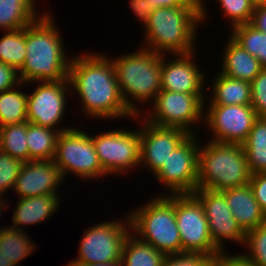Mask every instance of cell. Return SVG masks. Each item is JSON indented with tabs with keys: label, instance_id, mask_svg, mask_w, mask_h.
<instances>
[{
	"label": "cell",
	"instance_id": "13",
	"mask_svg": "<svg viewBox=\"0 0 266 266\" xmlns=\"http://www.w3.org/2000/svg\"><path fill=\"white\" fill-rule=\"evenodd\" d=\"M67 93H72L69 79L61 81H39L33 93H27V122L57 129L59 132L73 127L57 128L67 109ZM66 108V109H65Z\"/></svg>",
	"mask_w": 266,
	"mask_h": 266
},
{
	"label": "cell",
	"instance_id": "26",
	"mask_svg": "<svg viewBox=\"0 0 266 266\" xmlns=\"http://www.w3.org/2000/svg\"><path fill=\"white\" fill-rule=\"evenodd\" d=\"M60 132L27 122V146L29 161L53 160L56 152L57 139Z\"/></svg>",
	"mask_w": 266,
	"mask_h": 266
},
{
	"label": "cell",
	"instance_id": "2",
	"mask_svg": "<svg viewBox=\"0 0 266 266\" xmlns=\"http://www.w3.org/2000/svg\"><path fill=\"white\" fill-rule=\"evenodd\" d=\"M50 13H43L26 27V58L18 70L24 84L61 81L68 78L71 57L67 58L62 36Z\"/></svg>",
	"mask_w": 266,
	"mask_h": 266
},
{
	"label": "cell",
	"instance_id": "20",
	"mask_svg": "<svg viewBox=\"0 0 266 266\" xmlns=\"http://www.w3.org/2000/svg\"><path fill=\"white\" fill-rule=\"evenodd\" d=\"M59 197V195H41L19 198L15 209L12 211L13 224H10V227L24 231L23 228L27 225L39 224L50 219V216L57 213L59 209Z\"/></svg>",
	"mask_w": 266,
	"mask_h": 266
},
{
	"label": "cell",
	"instance_id": "18",
	"mask_svg": "<svg viewBox=\"0 0 266 266\" xmlns=\"http://www.w3.org/2000/svg\"><path fill=\"white\" fill-rule=\"evenodd\" d=\"M64 178L53 160L24 162L13 190L19 198L41 195H60L58 187Z\"/></svg>",
	"mask_w": 266,
	"mask_h": 266
},
{
	"label": "cell",
	"instance_id": "22",
	"mask_svg": "<svg viewBox=\"0 0 266 266\" xmlns=\"http://www.w3.org/2000/svg\"><path fill=\"white\" fill-rule=\"evenodd\" d=\"M216 73L207 105H251V85L247 81L230 78Z\"/></svg>",
	"mask_w": 266,
	"mask_h": 266
},
{
	"label": "cell",
	"instance_id": "21",
	"mask_svg": "<svg viewBox=\"0 0 266 266\" xmlns=\"http://www.w3.org/2000/svg\"><path fill=\"white\" fill-rule=\"evenodd\" d=\"M226 42L221 74L251 83L263 69L260 61L237 44L230 36Z\"/></svg>",
	"mask_w": 266,
	"mask_h": 266
},
{
	"label": "cell",
	"instance_id": "9",
	"mask_svg": "<svg viewBox=\"0 0 266 266\" xmlns=\"http://www.w3.org/2000/svg\"><path fill=\"white\" fill-rule=\"evenodd\" d=\"M206 98L208 96L205 97V94L161 90L154 99L152 104L154 106L149 111L151 113H145V116L143 113L141 115L154 125L176 127L189 134H197L193 129L196 127L195 123H201L204 120L205 103H208Z\"/></svg>",
	"mask_w": 266,
	"mask_h": 266
},
{
	"label": "cell",
	"instance_id": "31",
	"mask_svg": "<svg viewBox=\"0 0 266 266\" xmlns=\"http://www.w3.org/2000/svg\"><path fill=\"white\" fill-rule=\"evenodd\" d=\"M27 121L0 127V149L23 162L29 161Z\"/></svg>",
	"mask_w": 266,
	"mask_h": 266
},
{
	"label": "cell",
	"instance_id": "11",
	"mask_svg": "<svg viewBox=\"0 0 266 266\" xmlns=\"http://www.w3.org/2000/svg\"><path fill=\"white\" fill-rule=\"evenodd\" d=\"M136 130L121 128L90 135L106 174L124 175L129 169L140 166V135Z\"/></svg>",
	"mask_w": 266,
	"mask_h": 266
},
{
	"label": "cell",
	"instance_id": "16",
	"mask_svg": "<svg viewBox=\"0 0 266 266\" xmlns=\"http://www.w3.org/2000/svg\"><path fill=\"white\" fill-rule=\"evenodd\" d=\"M135 118L143 120L139 127L140 165L149 168L154 175L190 134L180 128L154 125L143 119L142 115Z\"/></svg>",
	"mask_w": 266,
	"mask_h": 266
},
{
	"label": "cell",
	"instance_id": "29",
	"mask_svg": "<svg viewBox=\"0 0 266 266\" xmlns=\"http://www.w3.org/2000/svg\"><path fill=\"white\" fill-rule=\"evenodd\" d=\"M230 31V37L266 68V33L259 31L250 23L235 26Z\"/></svg>",
	"mask_w": 266,
	"mask_h": 266
},
{
	"label": "cell",
	"instance_id": "45",
	"mask_svg": "<svg viewBox=\"0 0 266 266\" xmlns=\"http://www.w3.org/2000/svg\"><path fill=\"white\" fill-rule=\"evenodd\" d=\"M201 6H202V22L204 21V19H207L206 17L208 16L206 9L207 7L205 6V1L204 0H201Z\"/></svg>",
	"mask_w": 266,
	"mask_h": 266
},
{
	"label": "cell",
	"instance_id": "10",
	"mask_svg": "<svg viewBox=\"0 0 266 266\" xmlns=\"http://www.w3.org/2000/svg\"><path fill=\"white\" fill-rule=\"evenodd\" d=\"M175 218L181 251L203 252L212 259L221 252L211 239L202 204L193 194H175Z\"/></svg>",
	"mask_w": 266,
	"mask_h": 266
},
{
	"label": "cell",
	"instance_id": "42",
	"mask_svg": "<svg viewBox=\"0 0 266 266\" xmlns=\"http://www.w3.org/2000/svg\"><path fill=\"white\" fill-rule=\"evenodd\" d=\"M250 24L259 31L266 33V4L254 8Z\"/></svg>",
	"mask_w": 266,
	"mask_h": 266
},
{
	"label": "cell",
	"instance_id": "8",
	"mask_svg": "<svg viewBox=\"0 0 266 266\" xmlns=\"http://www.w3.org/2000/svg\"><path fill=\"white\" fill-rule=\"evenodd\" d=\"M53 161L64 179L69 173L81 180L108 176L100 165L90 134L78 128L60 132Z\"/></svg>",
	"mask_w": 266,
	"mask_h": 266
},
{
	"label": "cell",
	"instance_id": "47",
	"mask_svg": "<svg viewBox=\"0 0 266 266\" xmlns=\"http://www.w3.org/2000/svg\"><path fill=\"white\" fill-rule=\"evenodd\" d=\"M8 205H9L8 202H7V205H6L5 201H0V215L2 213V210H4V208H6V209L9 208ZM0 230H1V227H0Z\"/></svg>",
	"mask_w": 266,
	"mask_h": 266
},
{
	"label": "cell",
	"instance_id": "36",
	"mask_svg": "<svg viewBox=\"0 0 266 266\" xmlns=\"http://www.w3.org/2000/svg\"><path fill=\"white\" fill-rule=\"evenodd\" d=\"M251 85V106L257 117H266V68L253 79Z\"/></svg>",
	"mask_w": 266,
	"mask_h": 266
},
{
	"label": "cell",
	"instance_id": "5",
	"mask_svg": "<svg viewBox=\"0 0 266 266\" xmlns=\"http://www.w3.org/2000/svg\"><path fill=\"white\" fill-rule=\"evenodd\" d=\"M251 176L242 144H200L197 189L224 191L249 184Z\"/></svg>",
	"mask_w": 266,
	"mask_h": 266
},
{
	"label": "cell",
	"instance_id": "4",
	"mask_svg": "<svg viewBox=\"0 0 266 266\" xmlns=\"http://www.w3.org/2000/svg\"><path fill=\"white\" fill-rule=\"evenodd\" d=\"M115 58L111 56L122 99L127 109L139 116L140 104L154 102L161 91V54L140 48Z\"/></svg>",
	"mask_w": 266,
	"mask_h": 266
},
{
	"label": "cell",
	"instance_id": "32",
	"mask_svg": "<svg viewBox=\"0 0 266 266\" xmlns=\"http://www.w3.org/2000/svg\"><path fill=\"white\" fill-rule=\"evenodd\" d=\"M243 247L249 250L245 256L254 264L266 266V223L246 232Z\"/></svg>",
	"mask_w": 266,
	"mask_h": 266
},
{
	"label": "cell",
	"instance_id": "33",
	"mask_svg": "<svg viewBox=\"0 0 266 266\" xmlns=\"http://www.w3.org/2000/svg\"><path fill=\"white\" fill-rule=\"evenodd\" d=\"M221 6L224 17L230 19V29L235 26L250 23L254 5L250 0H217Z\"/></svg>",
	"mask_w": 266,
	"mask_h": 266
},
{
	"label": "cell",
	"instance_id": "43",
	"mask_svg": "<svg viewBox=\"0 0 266 266\" xmlns=\"http://www.w3.org/2000/svg\"><path fill=\"white\" fill-rule=\"evenodd\" d=\"M77 266H123V265L121 261H115L110 263H97V264L77 265Z\"/></svg>",
	"mask_w": 266,
	"mask_h": 266
},
{
	"label": "cell",
	"instance_id": "34",
	"mask_svg": "<svg viewBox=\"0 0 266 266\" xmlns=\"http://www.w3.org/2000/svg\"><path fill=\"white\" fill-rule=\"evenodd\" d=\"M24 162L14 158L0 149V201L4 199V193L13 189Z\"/></svg>",
	"mask_w": 266,
	"mask_h": 266
},
{
	"label": "cell",
	"instance_id": "38",
	"mask_svg": "<svg viewBox=\"0 0 266 266\" xmlns=\"http://www.w3.org/2000/svg\"><path fill=\"white\" fill-rule=\"evenodd\" d=\"M246 253L239 255H229L227 251L219 252L214 258V266H258L245 256Z\"/></svg>",
	"mask_w": 266,
	"mask_h": 266
},
{
	"label": "cell",
	"instance_id": "35",
	"mask_svg": "<svg viewBox=\"0 0 266 266\" xmlns=\"http://www.w3.org/2000/svg\"><path fill=\"white\" fill-rule=\"evenodd\" d=\"M213 259L203 252L181 251L165 255L161 266H210Z\"/></svg>",
	"mask_w": 266,
	"mask_h": 266
},
{
	"label": "cell",
	"instance_id": "27",
	"mask_svg": "<svg viewBox=\"0 0 266 266\" xmlns=\"http://www.w3.org/2000/svg\"><path fill=\"white\" fill-rule=\"evenodd\" d=\"M25 233L10 226L1 227L0 230V250L15 266H19L21 260L30 256L36 247Z\"/></svg>",
	"mask_w": 266,
	"mask_h": 266
},
{
	"label": "cell",
	"instance_id": "3",
	"mask_svg": "<svg viewBox=\"0 0 266 266\" xmlns=\"http://www.w3.org/2000/svg\"><path fill=\"white\" fill-rule=\"evenodd\" d=\"M199 23L202 6L154 8L144 27L141 47L166 56L195 52Z\"/></svg>",
	"mask_w": 266,
	"mask_h": 266
},
{
	"label": "cell",
	"instance_id": "37",
	"mask_svg": "<svg viewBox=\"0 0 266 266\" xmlns=\"http://www.w3.org/2000/svg\"><path fill=\"white\" fill-rule=\"evenodd\" d=\"M249 186L262 212L266 215V173L253 174Z\"/></svg>",
	"mask_w": 266,
	"mask_h": 266
},
{
	"label": "cell",
	"instance_id": "46",
	"mask_svg": "<svg viewBox=\"0 0 266 266\" xmlns=\"http://www.w3.org/2000/svg\"><path fill=\"white\" fill-rule=\"evenodd\" d=\"M250 1L254 5V7L266 4V0H250Z\"/></svg>",
	"mask_w": 266,
	"mask_h": 266
},
{
	"label": "cell",
	"instance_id": "14",
	"mask_svg": "<svg viewBox=\"0 0 266 266\" xmlns=\"http://www.w3.org/2000/svg\"><path fill=\"white\" fill-rule=\"evenodd\" d=\"M204 115L211 141L232 144L245 142L257 118L251 105H208Z\"/></svg>",
	"mask_w": 266,
	"mask_h": 266
},
{
	"label": "cell",
	"instance_id": "28",
	"mask_svg": "<svg viewBox=\"0 0 266 266\" xmlns=\"http://www.w3.org/2000/svg\"><path fill=\"white\" fill-rule=\"evenodd\" d=\"M22 84L0 93V127L27 121V94L20 91Z\"/></svg>",
	"mask_w": 266,
	"mask_h": 266
},
{
	"label": "cell",
	"instance_id": "39",
	"mask_svg": "<svg viewBox=\"0 0 266 266\" xmlns=\"http://www.w3.org/2000/svg\"><path fill=\"white\" fill-rule=\"evenodd\" d=\"M18 71L3 62H0V93L15 88L20 84Z\"/></svg>",
	"mask_w": 266,
	"mask_h": 266
},
{
	"label": "cell",
	"instance_id": "25",
	"mask_svg": "<svg viewBox=\"0 0 266 266\" xmlns=\"http://www.w3.org/2000/svg\"><path fill=\"white\" fill-rule=\"evenodd\" d=\"M164 257V253L130 232L123 245L121 263L123 266H161Z\"/></svg>",
	"mask_w": 266,
	"mask_h": 266
},
{
	"label": "cell",
	"instance_id": "44",
	"mask_svg": "<svg viewBox=\"0 0 266 266\" xmlns=\"http://www.w3.org/2000/svg\"><path fill=\"white\" fill-rule=\"evenodd\" d=\"M0 266H15L0 250Z\"/></svg>",
	"mask_w": 266,
	"mask_h": 266
},
{
	"label": "cell",
	"instance_id": "41",
	"mask_svg": "<svg viewBox=\"0 0 266 266\" xmlns=\"http://www.w3.org/2000/svg\"><path fill=\"white\" fill-rule=\"evenodd\" d=\"M154 8L177 6H201V0H147Z\"/></svg>",
	"mask_w": 266,
	"mask_h": 266
},
{
	"label": "cell",
	"instance_id": "1",
	"mask_svg": "<svg viewBox=\"0 0 266 266\" xmlns=\"http://www.w3.org/2000/svg\"><path fill=\"white\" fill-rule=\"evenodd\" d=\"M102 53L72 56L68 79L81 98L82 111L91 118L120 119L135 116L127 109L119 90L111 57ZM120 117V118H119ZM107 118V119H106Z\"/></svg>",
	"mask_w": 266,
	"mask_h": 266
},
{
	"label": "cell",
	"instance_id": "12",
	"mask_svg": "<svg viewBox=\"0 0 266 266\" xmlns=\"http://www.w3.org/2000/svg\"><path fill=\"white\" fill-rule=\"evenodd\" d=\"M197 134H190L153 175L168 194H193L197 189L199 147Z\"/></svg>",
	"mask_w": 266,
	"mask_h": 266
},
{
	"label": "cell",
	"instance_id": "15",
	"mask_svg": "<svg viewBox=\"0 0 266 266\" xmlns=\"http://www.w3.org/2000/svg\"><path fill=\"white\" fill-rule=\"evenodd\" d=\"M193 195L202 204L215 246L221 252L225 249L223 241L231 240L244 246L246 232L232 215L224 193L211 189H196Z\"/></svg>",
	"mask_w": 266,
	"mask_h": 266
},
{
	"label": "cell",
	"instance_id": "24",
	"mask_svg": "<svg viewBox=\"0 0 266 266\" xmlns=\"http://www.w3.org/2000/svg\"><path fill=\"white\" fill-rule=\"evenodd\" d=\"M253 174L266 173V117H257L242 144Z\"/></svg>",
	"mask_w": 266,
	"mask_h": 266
},
{
	"label": "cell",
	"instance_id": "7",
	"mask_svg": "<svg viewBox=\"0 0 266 266\" xmlns=\"http://www.w3.org/2000/svg\"><path fill=\"white\" fill-rule=\"evenodd\" d=\"M126 215L125 222L114 219L86 229L79 242L77 258L67 266L121 261L125 239L131 232L130 218Z\"/></svg>",
	"mask_w": 266,
	"mask_h": 266
},
{
	"label": "cell",
	"instance_id": "19",
	"mask_svg": "<svg viewBox=\"0 0 266 266\" xmlns=\"http://www.w3.org/2000/svg\"><path fill=\"white\" fill-rule=\"evenodd\" d=\"M222 192L232 215L245 232L266 223V215L254 198L249 184Z\"/></svg>",
	"mask_w": 266,
	"mask_h": 266
},
{
	"label": "cell",
	"instance_id": "40",
	"mask_svg": "<svg viewBox=\"0 0 266 266\" xmlns=\"http://www.w3.org/2000/svg\"><path fill=\"white\" fill-rule=\"evenodd\" d=\"M130 7L134 12V16H136L143 27H145L148 24L149 17L153 12V7L147 0H130Z\"/></svg>",
	"mask_w": 266,
	"mask_h": 266
},
{
	"label": "cell",
	"instance_id": "6",
	"mask_svg": "<svg viewBox=\"0 0 266 266\" xmlns=\"http://www.w3.org/2000/svg\"><path fill=\"white\" fill-rule=\"evenodd\" d=\"M168 195V196H167ZM155 196L129 213L131 233L160 252H181L180 233L175 218V194Z\"/></svg>",
	"mask_w": 266,
	"mask_h": 266
},
{
	"label": "cell",
	"instance_id": "30",
	"mask_svg": "<svg viewBox=\"0 0 266 266\" xmlns=\"http://www.w3.org/2000/svg\"><path fill=\"white\" fill-rule=\"evenodd\" d=\"M4 32L0 38V62L18 71L26 58V27Z\"/></svg>",
	"mask_w": 266,
	"mask_h": 266
},
{
	"label": "cell",
	"instance_id": "17",
	"mask_svg": "<svg viewBox=\"0 0 266 266\" xmlns=\"http://www.w3.org/2000/svg\"><path fill=\"white\" fill-rule=\"evenodd\" d=\"M194 52L175 54L170 61L161 54V90L186 94H205V76L198 64L193 61ZM196 63V64H195Z\"/></svg>",
	"mask_w": 266,
	"mask_h": 266
},
{
	"label": "cell",
	"instance_id": "23",
	"mask_svg": "<svg viewBox=\"0 0 266 266\" xmlns=\"http://www.w3.org/2000/svg\"><path fill=\"white\" fill-rule=\"evenodd\" d=\"M36 3L35 0H0V30L27 27L40 16Z\"/></svg>",
	"mask_w": 266,
	"mask_h": 266
}]
</instances>
